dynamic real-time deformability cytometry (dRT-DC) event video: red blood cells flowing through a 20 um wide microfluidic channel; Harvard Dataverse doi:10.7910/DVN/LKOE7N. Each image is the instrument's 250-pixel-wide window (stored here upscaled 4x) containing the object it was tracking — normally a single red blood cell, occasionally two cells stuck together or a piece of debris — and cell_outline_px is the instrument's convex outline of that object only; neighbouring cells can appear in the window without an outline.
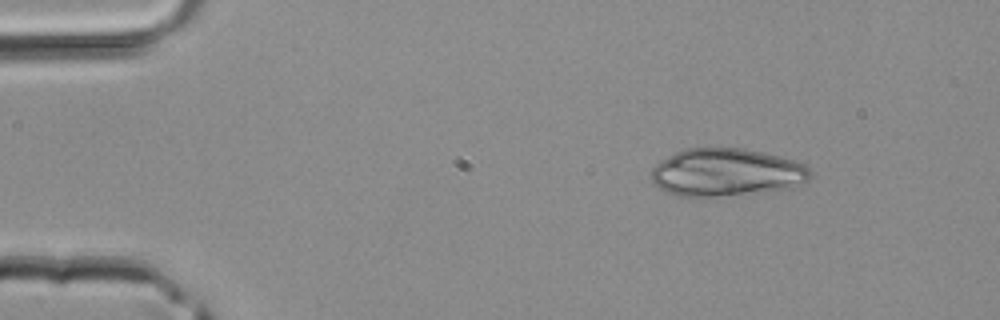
{"species": "common noctule bat (a hibernating species)", "species_latin": "Nyctalus noctula", "temperature_condition": "room temperature", "stored_images_in_passage": 41, "camera_frame_rate_fps": 3000, "um_per_image_px": 0.085, "animal": {"sex": "male", "body_mass_g": 20.4}, "frame": {"image": 1, "passage_image": 5, "time_ms": 1.333, "image_size_px": [1000, 320], "cell_outline_px": [[812, 176], [804, 184], [792, 188], [764, 192], [716, 196], [676, 196], [660, 188], [652, 180], [652, 168], [660, 160], [684, 148], [744, 148], [792, 160], [804, 164], [812, 172]], "centroid_in_image_um": [61.77, 14.66], "position_along_channel_um": 23.2, "area_um2": 44.22}}
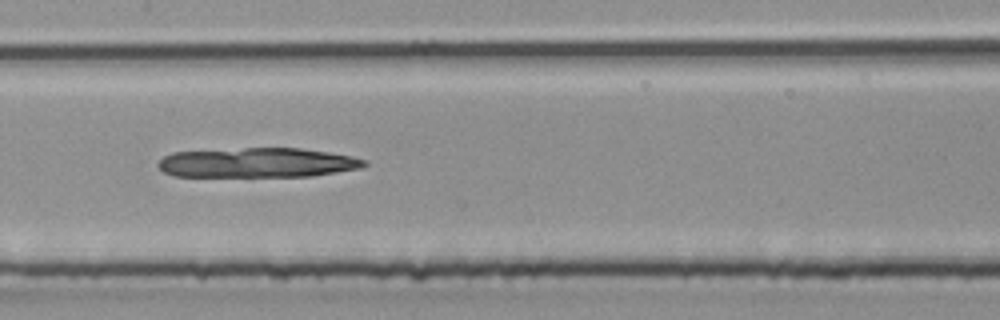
{"frame": {"image": 2, "passage_image": 20, "time_ms": 6.333, "image_size_px": [1000, 320], "cell_outline_px": [[368, 164], [364, 168], [312, 176], [172, 176], [164, 172], [156, 164], [164, 156], [172, 152], [244, 148], [300, 148], [328, 152], [352, 156], [368, 160]], "centroid_in_image_um": [21.92, 13.83], "position_along_channel_um": 185.5, "area_um2": 35.84}}
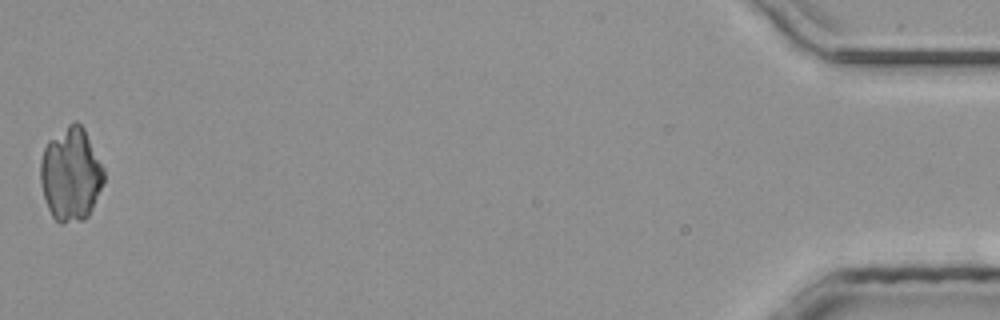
{"frame": {"image": 3, "passage_image": 41, "time_ms": 13.333, "image_size_px": [1000, 320], "cell_outline_px": [[104, 184], [88, 216], [84, 220], [60, 224], [52, 216], [48, 208], [44, 196], [40, 180], [40, 160], [44, 148], [48, 140], [72, 120], [76, 120], [84, 128], [104, 168]], "centroid_in_image_um": [6.02, 14.8], "position_along_channel_um": 429.2, "area_um2": 34.85}}